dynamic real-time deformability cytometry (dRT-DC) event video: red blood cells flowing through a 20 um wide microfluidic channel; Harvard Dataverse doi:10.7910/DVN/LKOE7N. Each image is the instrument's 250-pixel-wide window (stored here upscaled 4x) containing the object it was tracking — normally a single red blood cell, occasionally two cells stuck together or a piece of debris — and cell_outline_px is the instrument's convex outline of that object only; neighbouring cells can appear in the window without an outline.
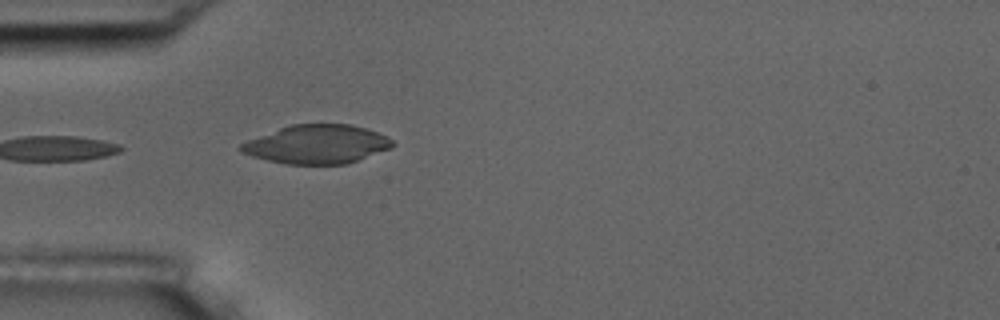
{"species": "common noctule bat (a hibernating species)", "species_latin": "Nyctalus noctula", "temperature_condition": "room temperature", "stored_images_in_passage": 25, "camera_frame_rate_fps": 3000, "um_per_image_px": 0.085, "animal": {"sex": "male", "body_mass_g": 17.5, "forearm_length_mm": 52.3}, "frame": {"image": 1, "passage_image": 1, "time_ms": 0.0, "image_size_px": [1000, 320], "cell_outline_px": [[396, 144], [392, 148], [348, 164], [284, 164], [252, 156], [240, 152], [240, 144], [248, 140], [280, 128], [292, 124], [352, 124], [388, 136]], "centroid_in_image_um": [26.98, 12.27], "position_along_channel_um": 58.0, "area_um2": 34.22}}